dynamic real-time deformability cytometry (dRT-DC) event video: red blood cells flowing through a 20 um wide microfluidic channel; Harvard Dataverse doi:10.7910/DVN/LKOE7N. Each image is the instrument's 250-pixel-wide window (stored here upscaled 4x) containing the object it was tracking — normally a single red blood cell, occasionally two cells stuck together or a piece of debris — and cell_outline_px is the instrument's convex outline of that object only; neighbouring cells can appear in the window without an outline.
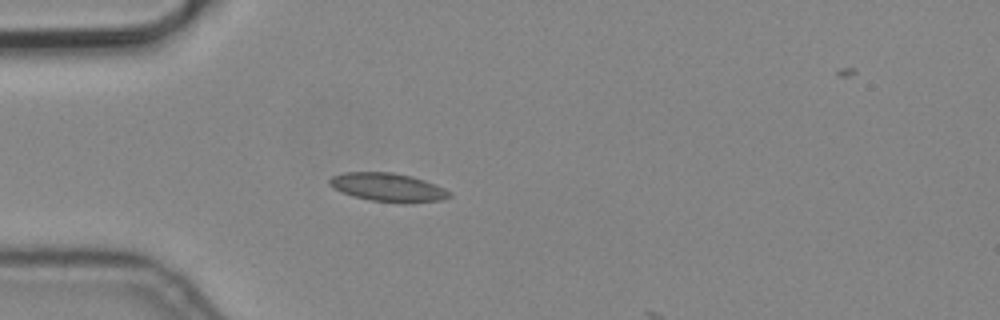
{"species": "common noctule bat (a hibernating species)", "species_latin": "Nyctalus noctula", "temperature_condition": "cold", "stored_images_in_passage": 5, "camera_frame_rate_fps": 3000, "um_per_image_px": 0.085, "animal": {"sex": "male", "body_mass_g": 19.2, "forearm_length_mm": 51.8}, "frame": {"image": 1, "passage_image": 5, "time_ms": 1.333, "image_size_px": [1000, 320], "cell_outline_px": [[452, 196], [440, 200], [404, 204], [368, 200], [352, 196], [332, 188], [328, 184], [328, 180], [332, 176], [344, 172], [392, 172], [412, 176], [436, 184], [452, 192]], "centroid_in_image_um": [32.97, 15.93], "position_along_channel_um": 52.0, "area_um2": 20.29}}